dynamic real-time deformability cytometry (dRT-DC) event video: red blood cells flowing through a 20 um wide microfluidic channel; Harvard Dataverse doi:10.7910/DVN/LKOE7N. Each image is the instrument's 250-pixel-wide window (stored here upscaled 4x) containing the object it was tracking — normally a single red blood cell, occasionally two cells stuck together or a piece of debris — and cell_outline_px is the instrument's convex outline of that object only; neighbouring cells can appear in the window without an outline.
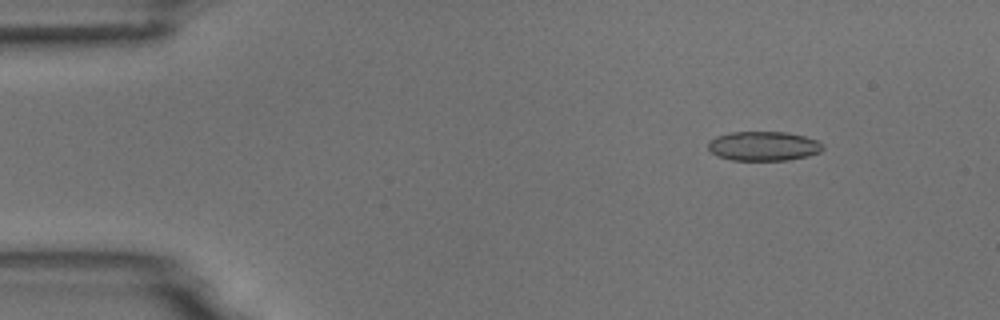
{"species": "common noctule bat (a hibernating species)", "species_latin": "Nyctalus noctula", "temperature_condition": "room temperature", "stored_images_in_passage": 4, "camera_frame_rate_fps": 3000, "um_per_image_px": 0.085, "animal": {"sex": "male", "body_mass_g": 18.8}, "frame": {"image": 1, "passage_image": 2, "time_ms": 0.333, "image_size_px": [1000, 320], "cell_outline_px": [[824, 148], [820, 152], [808, 156], [788, 160], [732, 160], [716, 156], [708, 148], [708, 140], [716, 136], [732, 132], [784, 132], [804, 136], [816, 140], [824, 144]], "centroid_in_image_um": [64.89, 12.42], "position_along_channel_um": 20.1, "area_um2": 19.71}}
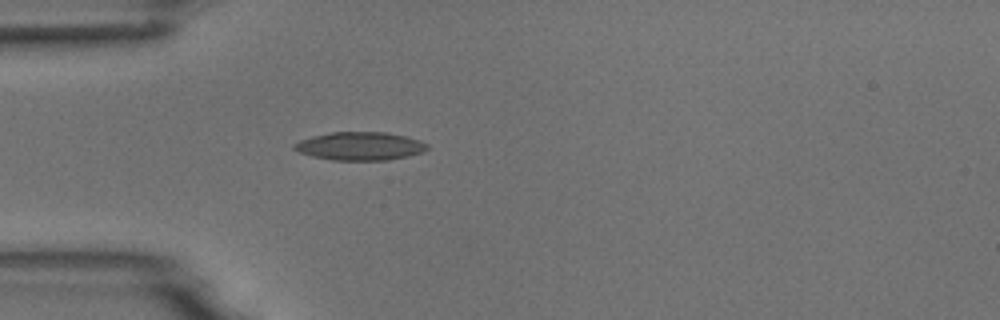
{"frame": {"image": 2, "passage_image": 4, "time_ms": 1.0, "image_size_px": [1000, 320], "cell_outline_px": [[428, 148], [420, 152], [408, 156], [388, 160], [332, 160], [312, 156], [300, 152], [292, 148], [292, 144], [300, 140], [312, 136], [332, 132], [388, 132], [420, 140], [428, 144]], "centroid_in_image_um": [30.58, 12.41], "position_along_channel_um": 54.4, "area_um2": 21.85}}